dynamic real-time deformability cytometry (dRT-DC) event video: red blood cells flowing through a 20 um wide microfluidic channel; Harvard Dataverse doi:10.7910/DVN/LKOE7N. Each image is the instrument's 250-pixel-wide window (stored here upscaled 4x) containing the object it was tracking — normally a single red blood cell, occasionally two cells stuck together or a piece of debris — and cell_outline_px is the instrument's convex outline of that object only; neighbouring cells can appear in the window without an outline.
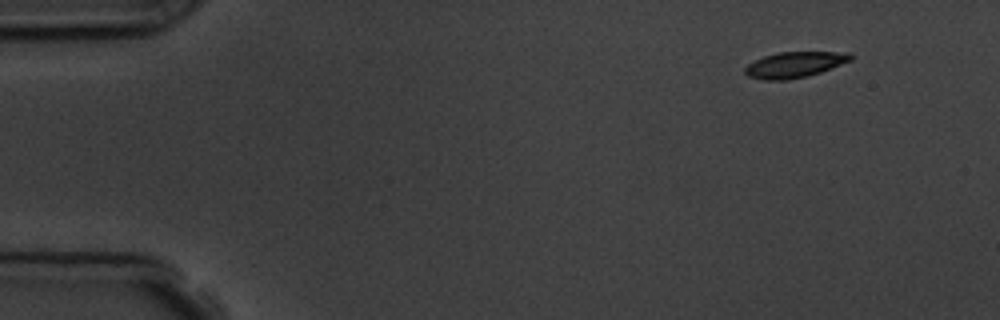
{"species": "common noctule bat (a hibernating species)", "species_latin": "Nyctalus noctula", "temperature_condition": "room temperature", "stored_images_in_passage": 4, "camera_frame_rate_fps": 3000, "um_per_image_px": 0.085, "animal": {"sex": "male", "body_mass_g": 19.5, "forearm_length_mm": 54.6}, "frame": {"image": 1, "passage_image": 1, "time_ms": 0.0, "image_size_px": [1000, 320], "cell_outline_px": [[852, 60], [820, 72], [808, 76], [788, 80], [764, 80], [748, 76], [744, 72], [744, 68], [748, 64], [764, 56], [780, 52], [852, 52]], "centroid_in_image_um": [67.55, 5.5], "position_along_channel_um": 17.5, "area_um2": 15.84}}
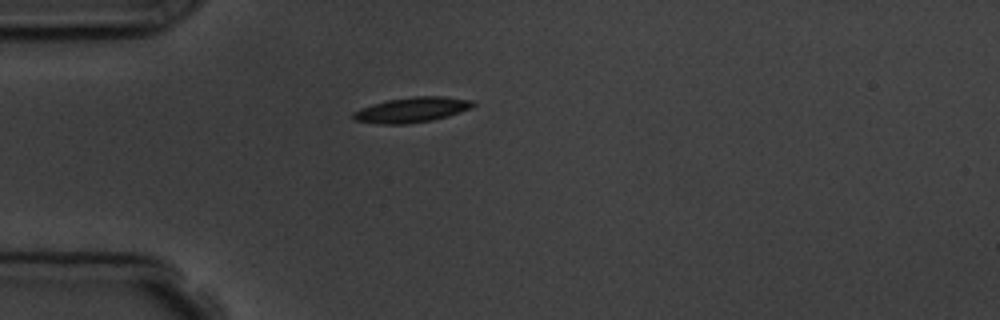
{"frame": {"image": 2, "passage_image": 4, "time_ms": 3.333, "image_size_px": [1000, 320], "cell_outline_px": [[476, 104], [472, 108], [448, 116], [432, 120], [408, 124], [380, 124], [352, 120], [352, 112], [360, 108], [372, 104], [388, 100], [412, 96], [444, 96], [472, 100]], "centroid_in_image_um": [34.99, 9.33], "position_along_channel_um": 50.0, "area_um2": 17.74}}